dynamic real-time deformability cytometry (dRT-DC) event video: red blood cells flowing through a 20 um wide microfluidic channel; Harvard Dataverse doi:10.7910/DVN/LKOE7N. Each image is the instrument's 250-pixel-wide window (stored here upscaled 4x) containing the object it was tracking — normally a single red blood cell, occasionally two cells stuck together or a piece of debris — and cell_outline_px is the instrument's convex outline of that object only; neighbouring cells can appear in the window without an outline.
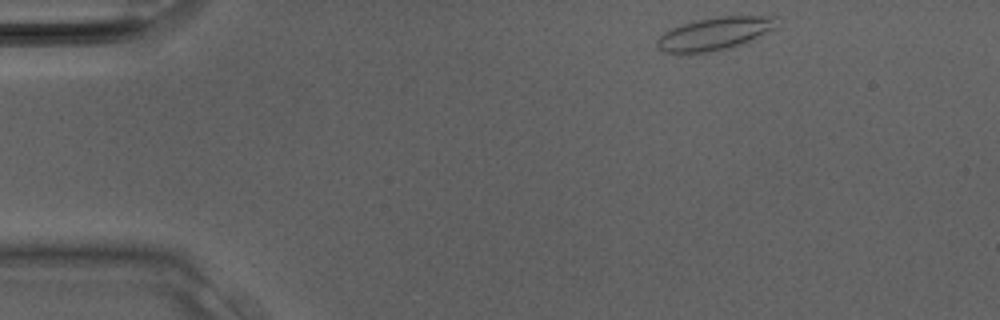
{"species": "Egyptian fruit bat (a non-hibernating species)", "species_latin": "Rousettus aegyptiacus", "temperature_condition": "room temperature", "stored_images_in_passage": 14, "camera_frame_rate_fps": 3000, "um_per_image_px": 0.085, "animal": {"sex": "male"}, "frame": {"image": 1, "passage_image": 1, "time_ms": 0.0, "image_size_px": [1000, 320], "cell_outline_px": [[776, 16], [772, 28], [740, 44], [708, 52], [688, 56], [664, 52], [656, 48], [656, 40], [664, 32], [672, 28], [684, 24], [700, 20], [724, 16]], "centroid_in_image_um": [60.57, 2.91], "position_along_channel_um": 24.4, "area_um2": 22.37}}
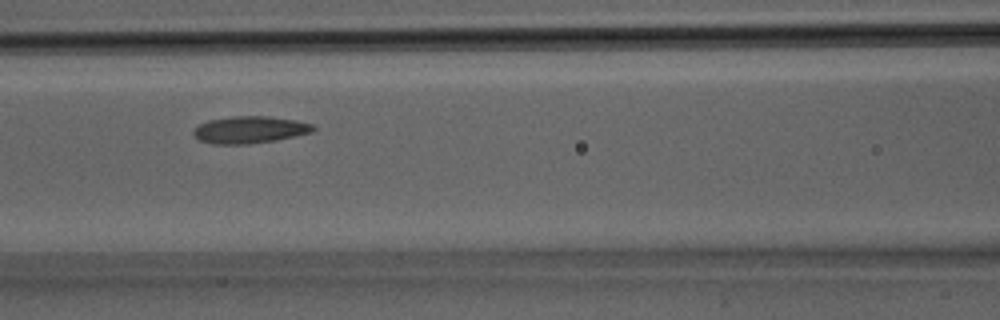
{"frame": {"image": 2, "passage_image": 10, "time_ms": 3.0, "image_size_px": [1000, 320], "cell_outline_px": [[316, 128], [312, 132], [296, 136], [276, 140], [248, 144], [212, 144], [196, 140], [192, 132], [200, 124], [208, 120], [232, 116], [268, 116], [296, 120], [312, 124]], "centroid_in_image_um": [21.21, 11.03], "position_along_channel_um": 145.4, "area_um2": 19.02}}